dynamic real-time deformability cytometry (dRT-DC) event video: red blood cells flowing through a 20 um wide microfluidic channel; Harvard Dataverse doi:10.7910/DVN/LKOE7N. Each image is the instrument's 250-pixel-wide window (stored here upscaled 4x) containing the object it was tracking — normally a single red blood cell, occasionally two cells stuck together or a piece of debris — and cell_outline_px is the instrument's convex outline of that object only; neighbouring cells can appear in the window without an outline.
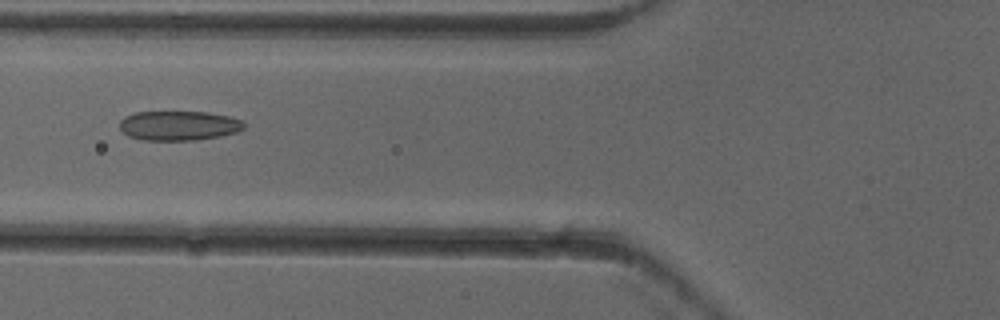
{"species": "common noctule bat (a hibernating species)", "species_latin": "Nyctalus noctula", "temperature_condition": "cold", "stored_images_in_passage": 3, "camera_frame_rate_fps": 3000, "um_per_image_px": 0.085, "animal": {"sex": "female"}, "frame": {"image": 1, "passage_image": 2, "time_ms": 0.333, "image_size_px": [1000, 320], "cell_outline_px": [[244, 128], [236, 132], [220, 136], [196, 140], [140, 140], [128, 136], [120, 128], [120, 120], [124, 116], [136, 112], [208, 112], [228, 116], [240, 120], [244, 124]], "centroid_in_image_um": [15.16, 10.68], "position_along_channel_um": 110.6, "area_um2": 21.39}}
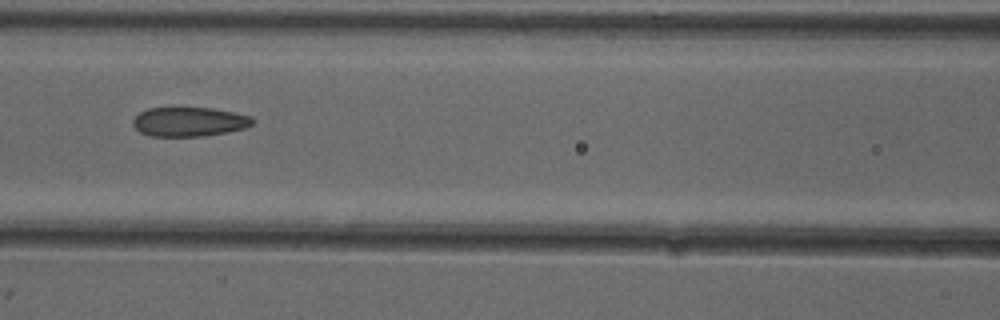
{"frame": {"image": 2, "passage_image": 3, "time_ms": 0.667, "image_size_px": [1000, 320], "cell_outline_px": [[256, 120], [252, 124], [244, 128], [228, 132], [200, 136], [152, 136], [140, 132], [132, 124], [132, 120], [140, 112], [148, 108], [212, 108], [252, 116]], "centroid_in_image_um": [16.09, 10.35], "position_along_channel_um": 150.5, "area_um2": 20.35}}